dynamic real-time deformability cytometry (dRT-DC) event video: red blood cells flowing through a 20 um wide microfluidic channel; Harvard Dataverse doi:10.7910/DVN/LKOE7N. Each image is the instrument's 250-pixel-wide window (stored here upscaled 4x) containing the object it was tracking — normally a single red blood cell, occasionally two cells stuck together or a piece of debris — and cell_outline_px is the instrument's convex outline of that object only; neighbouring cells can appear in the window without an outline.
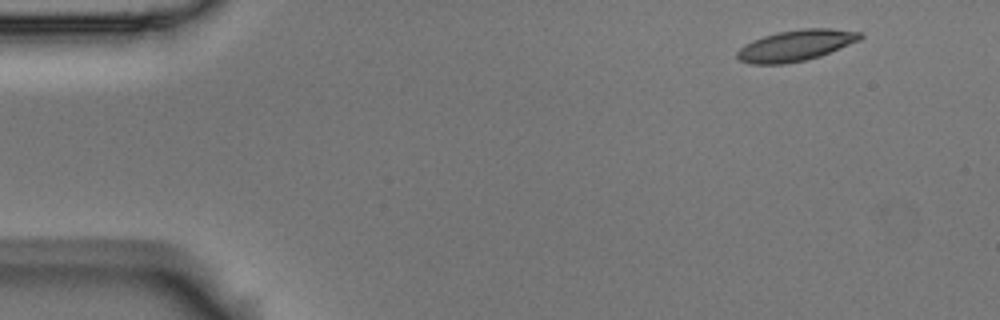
{"species": "Egyptian fruit bat (a non-hibernating species)", "species_latin": "Rousettus aegyptiacus", "temperature_condition": "room temperature", "stored_images_in_passage": 3, "camera_frame_rate_fps": 3000, "um_per_image_px": 0.085, "animal": {"sex": "male"}, "frame": {"image": 1, "passage_image": 1, "time_ms": 0.0, "image_size_px": [1000, 320], "cell_outline_px": [[864, 36], [860, 40], [820, 56], [804, 60], [784, 64], [752, 64], [740, 60], [736, 56], [736, 52], [744, 44], [752, 40], [776, 32], [804, 28], [832, 28], [860, 32]], "centroid_in_image_um": [67.64, 3.85], "position_along_channel_um": 17.4, "area_um2": 22.25}}
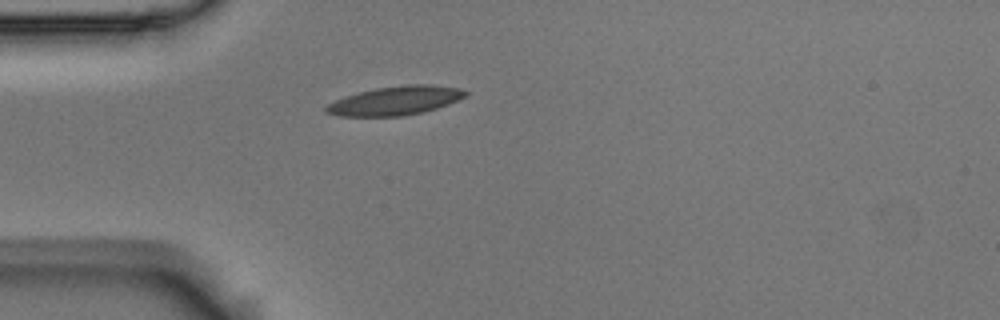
{"frame": {"image": 2, "passage_image": 3, "time_ms": 0.667, "image_size_px": [1000, 320], "cell_outline_px": [[468, 92], [464, 96], [448, 104], [424, 112], [404, 116], [340, 116], [324, 112], [324, 108], [328, 104], [344, 96], [376, 88], [408, 84], [432, 84], [460, 88]], "centroid_in_image_um": [33.59, 8.55], "position_along_channel_um": 51.4, "area_um2": 23.35}}